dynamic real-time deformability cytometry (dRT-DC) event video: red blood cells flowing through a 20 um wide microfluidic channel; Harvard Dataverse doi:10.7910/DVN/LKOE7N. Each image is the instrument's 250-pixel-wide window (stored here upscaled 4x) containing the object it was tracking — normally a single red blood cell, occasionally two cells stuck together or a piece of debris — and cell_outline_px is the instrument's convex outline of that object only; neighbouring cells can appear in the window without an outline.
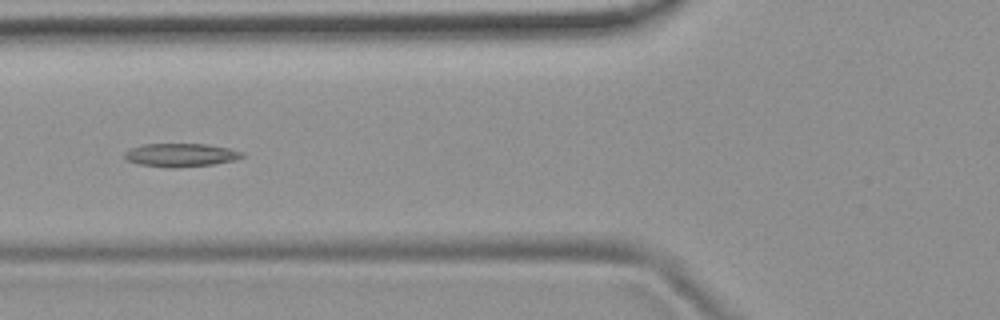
{"species": "common noctule bat (a hibernating species)", "species_latin": "Nyctalus noctula", "temperature_condition": "room temperature", "stored_images_in_passage": 52, "camera_frame_rate_fps": 3000, "um_per_image_px": 0.085, "animal": {"sex": "female", "body_mass_g": 19.9}, "frame": {"image": 1, "passage_image": 19, "time_ms": 6.0, "image_size_px": [1000, 320], "cell_outline_px": [[244, 156], [236, 160], [212, 164], [176, 168], [172, 168], [140, 164], [128, 160], [124, 156], [124, 152], [132, 148], [144, 144], [208, 144], [228, 148], [244, 152]], "centroid_in_image_um": [15.4, 13.17], "position_along_channel_um": 110.4, "area_um2": 15.9}}
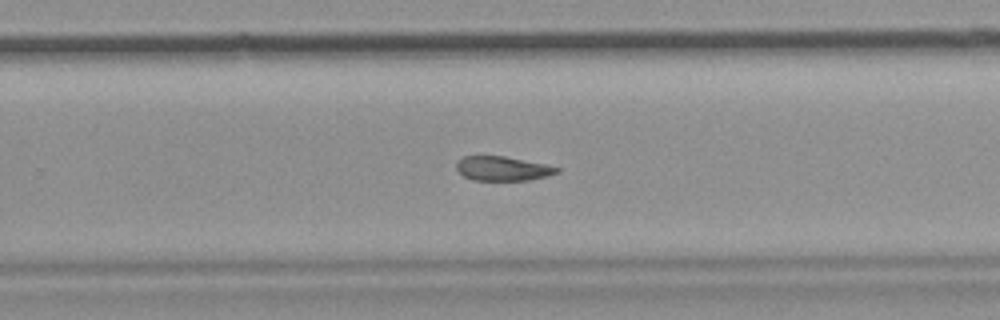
{"frame": {"image": 2, "passage_image": 33, "time_ms": 10.667, "image_size_px": [1000, 320], "cell_outline_px": [[560, 172], [548, 176], [528, 180], [472, 180], [464, 176], [456, 168], [456, 160], [464, 156], [504, 156], [548, 164], [560, 168]], "centroid_in_image_um": [42.75, 14.32], "position_along_channel_um": 287.1, "area_um2": 14.39}}
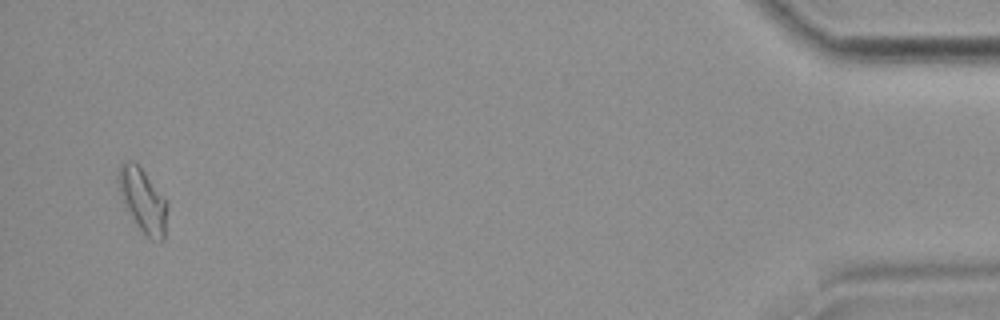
{"frame": {"image": 3, "passage_image": 50, "time_ms": 16.333, "image_size_px": [1000, 320], "cell_outline_px": [[168, 208], [164, 240], [152, 240], [136, 224], [120, 196], [116, 180], [116, 172], [120, 164], [124, 160], [132, 160], [144, 172], [164, 196], [168, 204]], "centroid_in_image_um": [12.12, 16.98], "position_along_channel_um": 423.1, "area_um2": 18.26}}